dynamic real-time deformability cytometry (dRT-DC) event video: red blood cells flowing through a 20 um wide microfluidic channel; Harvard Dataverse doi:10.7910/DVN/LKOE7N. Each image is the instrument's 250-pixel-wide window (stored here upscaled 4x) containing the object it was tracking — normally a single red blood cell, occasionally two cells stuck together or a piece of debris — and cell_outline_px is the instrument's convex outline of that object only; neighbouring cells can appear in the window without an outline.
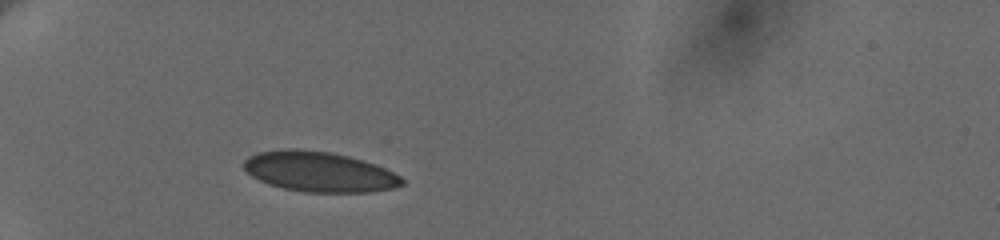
{"species": "human", "species_latin": "Homo sapiens", "temperature_condition": "cold", "stored_images_in_passage": 18, "camera_frame_rate_fps": 3000, "um_per_image_px": 0.085, "donor": {"sex": "female"}, "frame": {"image": 1, "passage_image": 1, "time_ms": 0.0, "image_size_px": [1000, 240], "cell_outline_px": [[404, 184], [392, 188], [372, 192], [304, 192], [284, 188], [268, 184], [252, 176], [244, 168], [244, 160], [248, 156], [260, 152], [288, 148], [296, 148], [328, 152], [348, 156], [384, 168], [400, 176], [404, 180]], "centroid_in_image_um": [27.12, 14.6], "position_along_channel_um": 57.9, "area_um2": 36.7}}
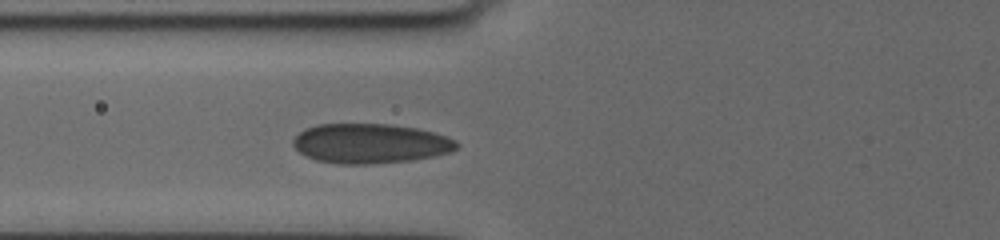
{"frame": {"image": 2, "passage_image": 14, "time_ms": 1.667, "image_size_px": [1000, 240], "cell_outline_px": [[460, 148], [452, 152], [412, 160], [372, 164], [340, 164], [316, 160], [300, 152], [292, 144], [292, 140], [304, 128], [316, 124], [388, 124], [416, 128], [448, 136], [456, 140], [460, 144]], "centroid_in_image_um": [31.51, 12.19], "position_along_channel_um": 94.3, "area_um2": 38.03}}